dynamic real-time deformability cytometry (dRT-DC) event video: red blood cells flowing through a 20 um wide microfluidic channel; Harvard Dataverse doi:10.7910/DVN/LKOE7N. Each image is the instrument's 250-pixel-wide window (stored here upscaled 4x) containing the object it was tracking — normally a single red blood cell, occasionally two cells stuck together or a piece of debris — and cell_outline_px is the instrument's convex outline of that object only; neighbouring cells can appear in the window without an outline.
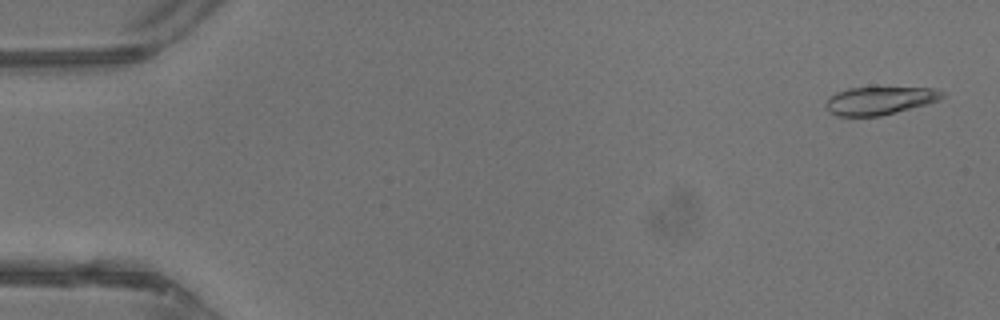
{"species": "common noctule bat (a hibernating species)", "species_latin": "Nyctalus noctula", "temperature_condition": "warm", "stored_images_in_passage": 44, "camera_frame_rate_fps": 3000, "um_per_image_px": 0.085, "animal": {"sex": "male", "body_mass_g": 13.3}, "frame": {"image": 1, "passage_image": 2, "time_ms": 0.333, "image_size_px": [1000, 320], "cell_outline_px": [[944, 96], [936, 100], [924, 104], [896, 112], [880, 116], [836, 116], [828, 112], [824, 104], [836, 92], [848, 88], [936, 88], [944, 92]], "centroid_in_image_um": [74.71, 8.56], "position_along_channel_um": 10.3, "area_um2": 18.67}}
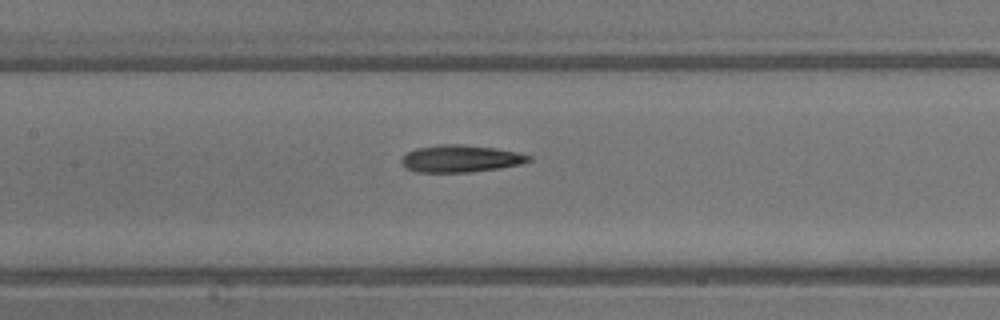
{"frame": {"image": 2, "passage_image": 21, "time_ms": 6.667, "image_size_px": [1000, 320], "cell_outline_px": [[532, 160], [520, 164], [500, 168], [468, 172], [416, 172], [404, 168], [400, 164], [400, 160], [408, 152], [416, 148], [440, 144], [464, 144], [496, 148], [516, 152], [532, 156]], "centroid_in_image_um": [39.12, 13.48], "position_along_channel_um": 168.3, "area_um2": 20.29}}
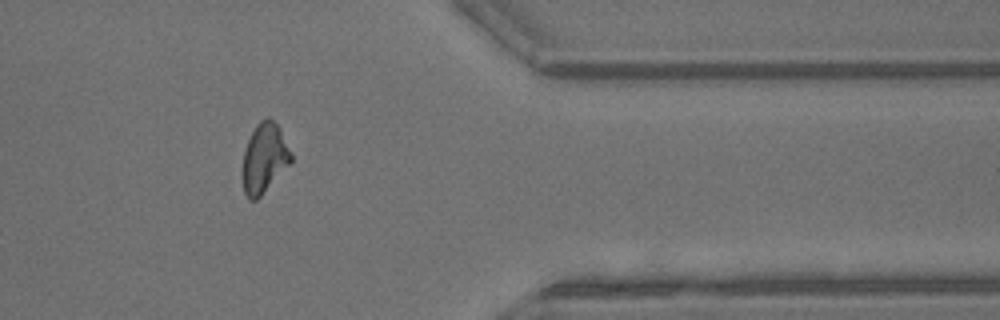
{"frame": {"image": 3, "passage_image": 36, "time_ms": 11.667, "image_size_px": [1000, 320], "cell_outline_px": [[292, 160], [260, 196], [256, 200], [248, 200], [244, 192], [244, 152], [248, 140], [256, 124], [260, 120], [268, 116], [280, 128], [292, 152]], "centroid_in_image_um": [22.49, 13.4], "position_along_channel_um": 388.9, "area_um2": 19.19}, "authors_computed_cell_mechanics": {"area_um2": 19.7965, "velocity_mm_per_s": 4.7865, "shape_relaxation_time_tau1_ms": 6.9797, "shape_relaxation_time_tau2_ms": 2.6141, "deformation_change_tau1": 0.2359, "deformation_change_tau2": 0.1041}}